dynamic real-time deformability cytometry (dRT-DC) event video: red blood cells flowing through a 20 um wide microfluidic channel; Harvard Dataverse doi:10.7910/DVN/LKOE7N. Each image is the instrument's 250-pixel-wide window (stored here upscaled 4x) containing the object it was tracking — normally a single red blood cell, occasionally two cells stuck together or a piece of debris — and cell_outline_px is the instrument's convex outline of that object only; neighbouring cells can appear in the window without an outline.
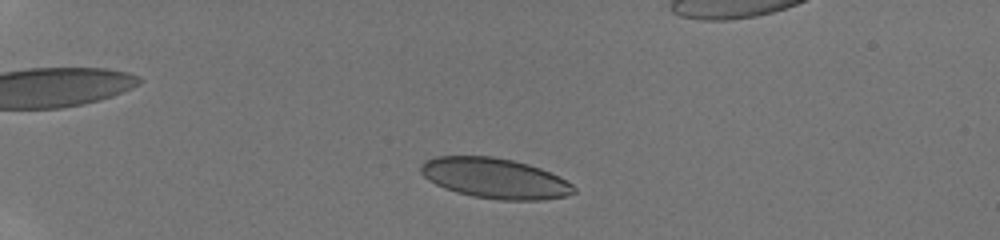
{"species": "human", "species_latin": "Homo sapiens", "temperature_condition": "room temperature", "stored_images_in_passage": 24, "camera_frame_rate_fps": 3000, "um_per_image_px": 0.085, "donor": {"sex": "male"}, "frame": {"image": 1, "passage_image": 3, "time_ms": 1.0, "image_size_px": [1000, 240], "cell_outline_px": [[576, 192], [568, 196], [544, 200], [500, 200], [472, 196], [456, 192], [444, 188], [428, 180], [420, 172], [420, 164], [436, 156], [492, 156], [512, 160], [528, 164], [540, 168], [560, 176], [572, 184], [576, 188]], "centroid_in_image_um": [42.09, 15.16], "position_along_channel_um": 42.9, "area_um2": 36.13}}
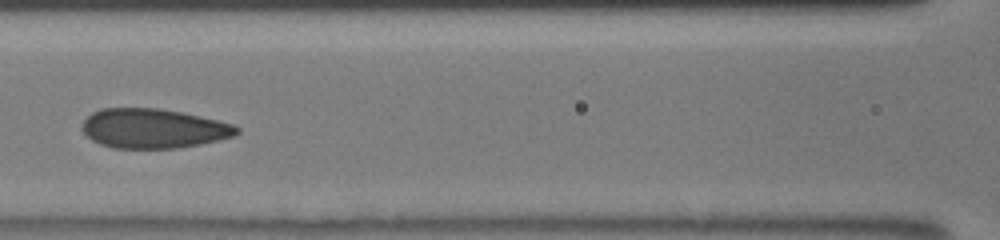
{"frame": {"image": 2, "passage_image": 11, "time_ms": 5.333, "image_size_px": [1000, 240], "cell_outline_px": [[240, 132], [232, 136], [200, 144], [176, 148], [112, 148], [100, 144], [92, 140], [80, 128], [84, 120], [92, 112], [100, 108], [156, 108], [180, 112], [236, 124], [240, 128]], "centroid_in_image_um": [13.02, 10.92], "position_along_channel_um": 153.6, "area_um2": 35.55}}
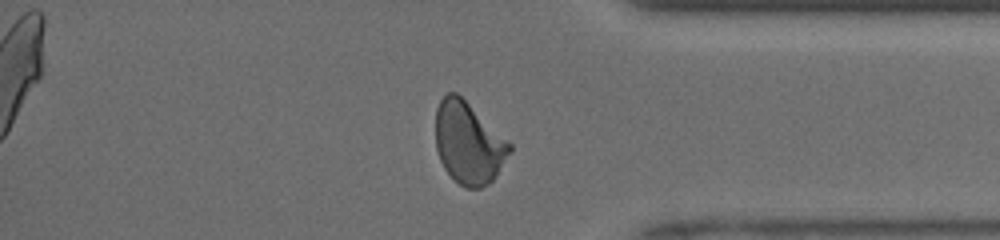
{"frame": {"image": 3, "passage_image": 21, "time_ms": 11.333, "image_size_px": [1000, 240], "cell_outline_px": [[512, 152], [496, 176], [488, 184], [480, 188], [468, 188], [460, 184], [444, 168], [440, 160], [436, 148], [436, 108], [440, 100], [448, 92], [456, 92], [508, 140], [512, 144]], "centroid_in_image_um": [39.84, 12.16], "position_along_channel_um": 395.4, "area_um2": 35.14}, "authors_computed_cell_mechanics": {"area_um2": 35.8649, "velocity_mm_per_s": 4.1377, "shape_relaxation_time_tau1_ms": 3.962, "shape_relaxation_time_tau2_ms": null, "deformation_change_tau1": 0.1133, "deformation_change_tau2": null}}